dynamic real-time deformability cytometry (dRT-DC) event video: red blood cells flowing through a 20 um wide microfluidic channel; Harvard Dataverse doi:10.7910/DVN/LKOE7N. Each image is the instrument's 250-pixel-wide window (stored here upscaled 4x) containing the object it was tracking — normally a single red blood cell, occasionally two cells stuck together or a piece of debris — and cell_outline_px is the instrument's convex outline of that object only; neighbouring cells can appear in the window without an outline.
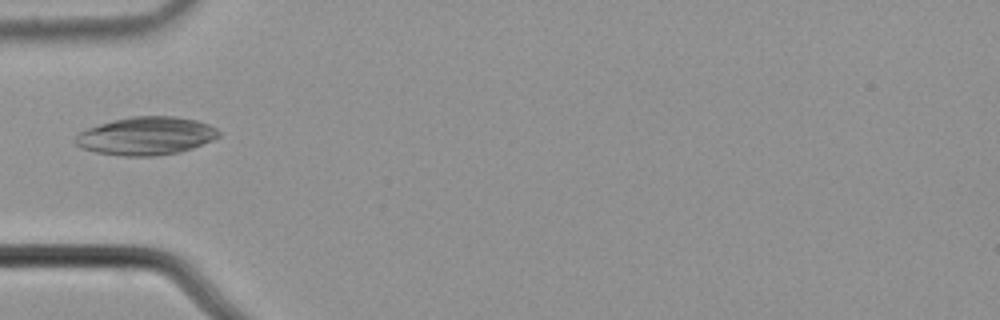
{"species": "common noctule bat (a hibernating species)", "species_latin": "Nyctalus noctula", "temperature_condition": "cold", "stored_images_in_passage": 4, "camera_frame_rate_fps": 3000, "um_per_image_px": 0.085, "animal": {"sex": "male", "body_mass_g": 21.5, "forearm_length_mm": 52.0}, "frame": {"image": 1, "passage_image": 2, "time_ms": 0.333, "image_size_px": [1000, 320], "cell_outline_px": [[220, 136], [212, 140], [192, 148], [180, 152], [156, 156], [124, 156], [96, 152], [80, 148], [72, 140], [80, 132], [88, 128], [112, 120], [132, 116], [176, 116], [196, 120], [208, 124], [216, 128], [220, 132]], "centroid_in_image_um": [12.41, 11.55], "position_along_channel_um": 72.6, "area_um2": 31.91}}
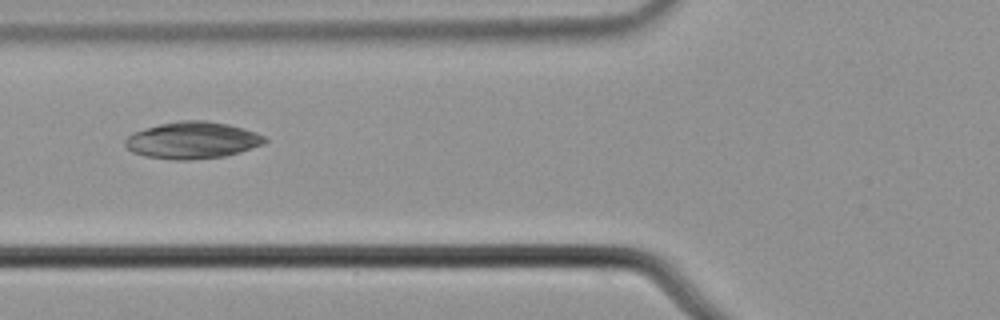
{"frame": {"image": 2, "passage_image": 3, "time_ms": 0.667, "image_size_px": [1000, 320], "cell_outline_px": [[268, 140], [264, 144], [240, 152], [224, 156], [188, 160], [172, 160], [144, 156], [132, 152], [124, 144], [124, 140], [132, 132], [160, 124], [180, 120], [204, 120], [228, 124], [244, 128], [256, 132], [264, 136]], "centroid_in_image_um": [16.35, 11.92], "position_along_channel_um": 109.5, "area_um2": 30.11}}
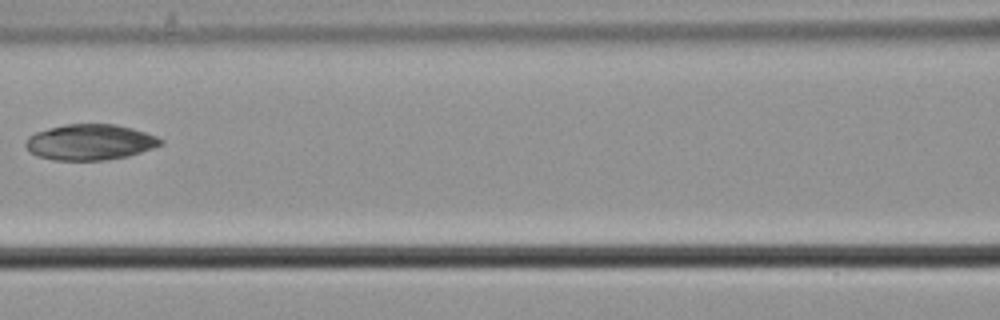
{"frame": {"image": 3, "passage_image": 4, "time_ms": 1.0, "image_size_px": [1000, 320], "cell_outline_px": [[164, 144], [128, 156], [104, 160], [56, 160], [36, 156], [24, 144], [24, 140], [28, 136], [36, 132], [48, 128], [64, 124], [116, 124], [132, 128], [156, 136], [164, 140]], "centroid_in_image_um": [7.64, 12.07], "position_along_channel_um": 159.0, "area_um2": 28.15}}